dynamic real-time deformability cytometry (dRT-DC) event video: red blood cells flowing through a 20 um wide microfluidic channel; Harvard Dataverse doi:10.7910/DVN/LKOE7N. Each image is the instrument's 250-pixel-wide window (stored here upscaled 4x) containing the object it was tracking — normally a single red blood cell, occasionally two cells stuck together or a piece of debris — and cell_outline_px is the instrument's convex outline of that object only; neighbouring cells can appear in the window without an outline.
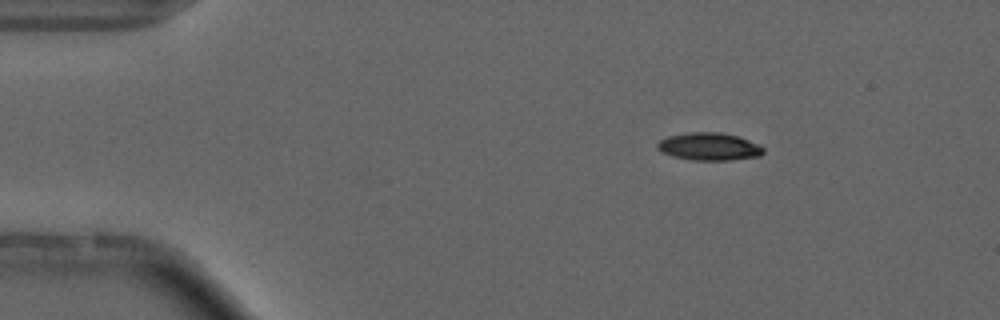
{"species": "common noctule bat (a hibernating species)", "species_latin": "Nyctalus noctula", "temperature_condition": "cold", "stored_images_in_passage": 3, "camera_frame_rate_fps": 3000, "um_per_image_px": 0.085, "animal": {"sex": "male", "forearm_length_mm": 52.5}, "frame": {"image": 1, "passage_image": 3, "time_ms": 3.0, "image_size_px": [1000, 320], "cell_outline_px": [[764, 152], [760, 156], [732, 160], [692, 160], [672, 156], [660, 152], [656, 148], [656, 144], [660, 140], [668, 136], [688, 132], [720, 132], [736, 136], [760, 144], [764, 148]], "centroid_in_image_um": [60.26, 12.46], "position_along_channel_um": 24.7, "area_um2": 17.22}}